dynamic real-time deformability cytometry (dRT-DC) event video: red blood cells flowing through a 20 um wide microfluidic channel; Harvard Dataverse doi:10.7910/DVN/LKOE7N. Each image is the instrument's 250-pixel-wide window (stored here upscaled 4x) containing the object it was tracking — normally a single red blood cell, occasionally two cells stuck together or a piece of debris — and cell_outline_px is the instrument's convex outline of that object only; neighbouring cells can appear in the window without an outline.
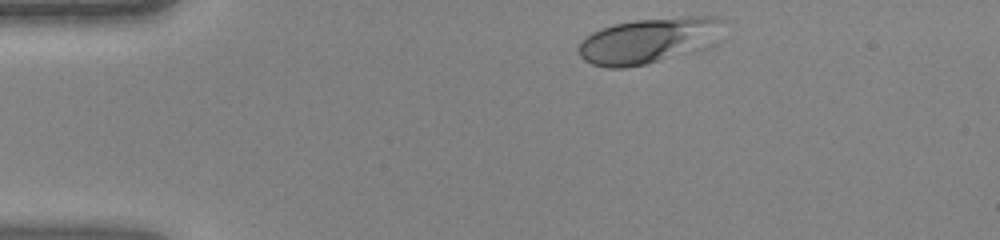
{"species": "human", "species_latin": "Homo sapiens", "temperature_condition": "warm", "stored_images_in_passage": 31, "camera_frame_rate_fps": 3000, "um_per_image_px": 0.085, "donor": {"sex": "female"}, "frame": {"image": 1, "passage_image": 1, "time_ms": 0.0, "image_size_px": [1000, 240], "cell_outline_px": [[724, 40], [700, 52], [648, 64], [624, 68], [608, 68], [592, 64], [584, 60], [580, 56], [576, 48], [592, 32], [600, 28], [616, 24], [636, 20], [688, 16], [720, 16], [724, 20]], "centroid_in_image_um": [55.32, 3.46], "position_along_channel_um": 29.7, "area_um2": 39.94}}
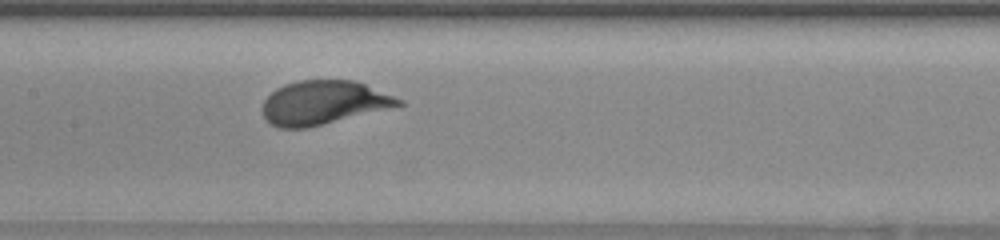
{"frame": {"image": 2, "passage_image": 15, "time_ms": 4.667, "image_size_px": [1000, 240], "cell_outline_px": [[404, 104], [308, 128], [276, 128], [268, 124], [260, 108], [264, 100], [276, 88], [284, 84], [300, 80], [352, 80], [364, 84], [404, 100]], "centroid_in_image_um": [27.42, 8.73], "position_along_channel_um": 180.0, "area_um2": 34.68}}
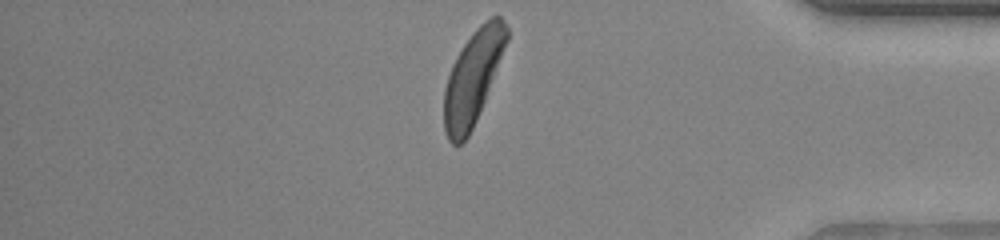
{"frame": {"image": 3, "passage_image": 31, "time_ms": 10.0, "image_size_px": [1000, 240], "cell_outline_px": [[508, 40], [476, 120], [468, 136], [460, 144], [452, 144], [448, 140], [444, 132], [444, 88], [452, 64], [456, 56], [472, 32], [484, 20], [492, 16], [500, 16], [504, 20], [508, 28]], "centroid_in_image_um": [40.17, 6.57], "position_along_channel_um": 395.0, "area_um2": 33.7}}